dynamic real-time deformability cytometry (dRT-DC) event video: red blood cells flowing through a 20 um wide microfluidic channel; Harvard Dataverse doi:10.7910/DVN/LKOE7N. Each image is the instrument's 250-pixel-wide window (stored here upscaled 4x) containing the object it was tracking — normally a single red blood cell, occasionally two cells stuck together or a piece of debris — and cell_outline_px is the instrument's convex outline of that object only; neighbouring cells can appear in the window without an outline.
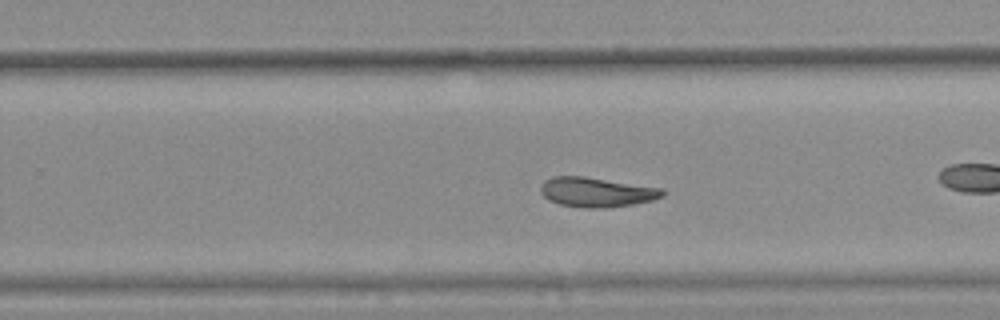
{"species": "common noctule bat (a hibernating species)", "species_latin": "Nyctalus noctula", "temperature_condition": "warm", "stored_images_in_passage": 30, "camera_frame_rate_fps": 3000, "um_per_image_px": 0.085, "animal": {"sex": "female", "body_mass_g": 25.1}, "frame": {"image": 1, "passage_image": 18, "time_ms": 5.667, "image_size_px": [1000, 320], "cell_outline_px": [[664, 196], [652, 200], [632, 204], [604, 208], [588, 208], [560, 204], [548, 200], [540, 192], [540, 184], [544, 180], [552, 176], [584, 176], [664, 188]], "centroid_in_image_um": [50.69, 16.32], "position_along_channel_um": 279.1, "area_um2": 21.15}, "authors_computed_cell_mechanics": {"area_um2": 20.8658, "velocity_mm_per_s": 3.8494, "shape_relaxation_time_tau1_ms": null, "shape_relaxation_time_tau2_ms": 8.027, "deformation_change_tau1": null, "deformation_change_tau2": 0.1606}}